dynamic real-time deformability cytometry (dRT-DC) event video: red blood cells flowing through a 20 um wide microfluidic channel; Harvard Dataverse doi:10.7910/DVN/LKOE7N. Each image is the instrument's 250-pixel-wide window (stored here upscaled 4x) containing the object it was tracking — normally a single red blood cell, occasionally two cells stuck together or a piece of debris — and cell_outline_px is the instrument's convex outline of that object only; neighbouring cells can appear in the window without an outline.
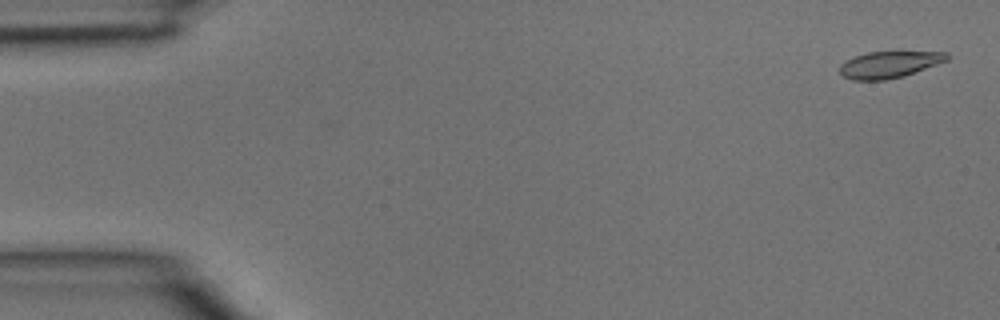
{"species": "common noctule bat (a hibernating species)", "species_latin": "Nyctalus noctula", "temperature_condition": "room temperature", "stored_images_in_passage": 4, "camera_frame_rate_fps": 3000, "um_per_image_px": 0.085, "animal": {"sex": "male", "body_mass_g": 15.6}, "frame": {"image": 1, "passage_image": 1, "time_ms": 0.0, "image_size_px": [1000, 320], "cell_outline_px": [[948, 60], [904, 76], [884, 80], [852, 80], [844, 76], [840, 72], [840, 64], [844, 60], [868, 52], [948, 52]], "centroid_in_image_um": [75.56, 5.49], "position_along_channel_um": 9.4, "area_um2": 16.47}}
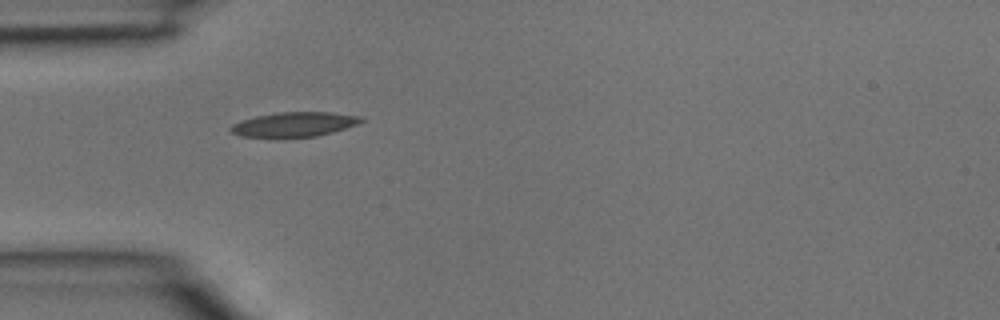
{"frame": {"image": 2, "passage_image": 4, "time_ms": 1.0, "image_size_px": [1000, 320], "cell_outline_px": [[364, 120], [356, 124], [332, 132], [316, 136], [276, 140], [240, 136], [232, 132], [228, 128], [232, 124], [240, 120], [256, 116], [280, 112], [332, 112], [360, 116]], "centroid_in_image_um": [24.91, 10.61], "position_along_channel_um": 60.1, "area_um2": 19.36}}